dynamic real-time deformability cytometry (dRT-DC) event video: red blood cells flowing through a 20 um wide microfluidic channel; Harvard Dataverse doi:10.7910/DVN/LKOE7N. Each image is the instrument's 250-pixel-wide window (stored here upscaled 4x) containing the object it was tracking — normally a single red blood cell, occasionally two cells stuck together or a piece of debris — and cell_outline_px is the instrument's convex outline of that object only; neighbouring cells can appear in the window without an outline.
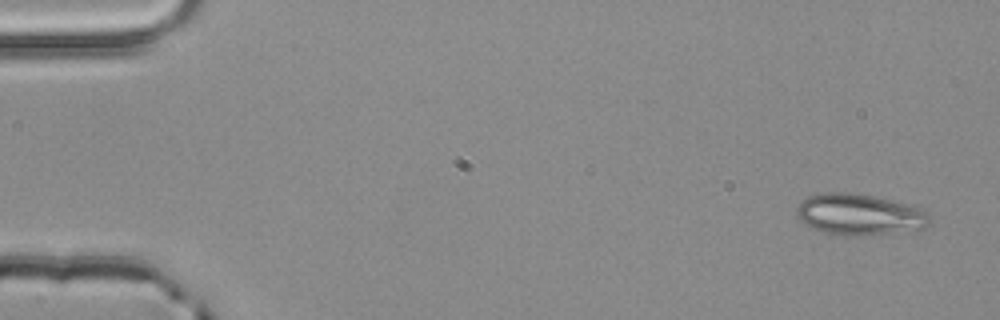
{"species": "common noctule bat (a hibernating species)", "species_latin": "Nyctalus noctula", "temperature_condition": "room temperature", "stored_images_in_passage": 5, "segment_of_instrument_passage": [1, 2], "camera_frame_rate_fps": 3000, "um_per_image_px": 0.085, "animal": {"sex": "male", "body_mass_g": 20.4}, "frame": {"image": 1, "passage_image": 1, "time_ms": 0.0, "image_size_px": [1000, 320], "cell_outline_px": [[928, 224], [924, 228], [864, 236], [844, 236], [824, 232], [812, 228], [800, 220], [796, 216], [796, 208], [800, 200], [808, 196], [824, 192], [848, 192], [872, 196], [892, 200], [908, 204], [920, 208], [928, 216]], "centroid_in_image_um": [72.97, 18.23], "position_along_channel_um": 12.0, "area_um2": 31.91}}
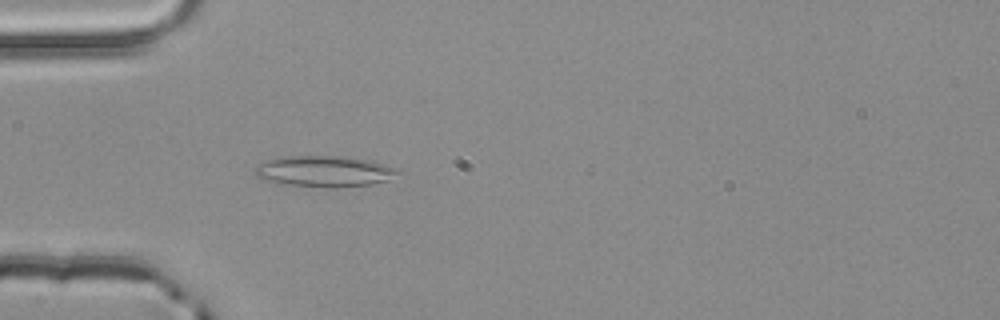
{"frame": {"image": 2, "passage_image": 4, "time_ms": 1.0, "image_size_px": [1000, 320], "cell_outline_px": [[404, 172], [388, 180], [372, 184], [336, 188], [328, 188], [288, 184], [264, 180], [256, 176], [256, 164], [264, 160], [276, 156], [348, 156], [372, 160], [396, 168]], "centroid_in_image_um": [27.6, 14.55], "position_along_channel_um": 57.4, "area_um2": 26.36}}